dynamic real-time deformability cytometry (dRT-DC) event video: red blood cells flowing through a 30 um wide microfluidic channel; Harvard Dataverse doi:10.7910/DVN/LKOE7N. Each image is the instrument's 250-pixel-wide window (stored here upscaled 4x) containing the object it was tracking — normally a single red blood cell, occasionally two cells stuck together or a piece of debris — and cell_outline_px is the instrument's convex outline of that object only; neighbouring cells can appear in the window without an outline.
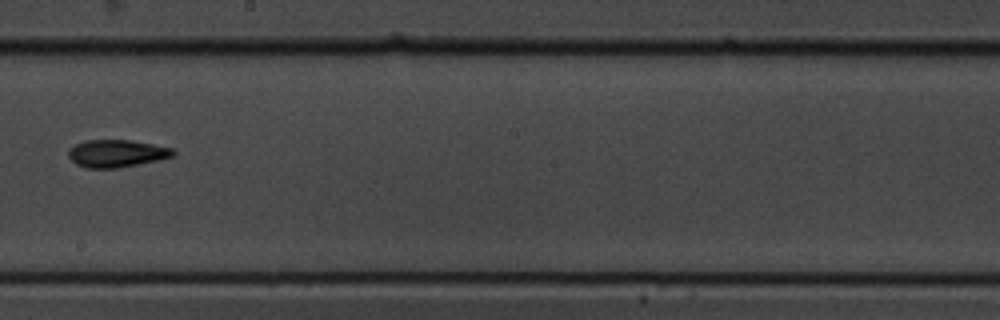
{"species": "common noctule bat (a hibernating species)", "species_latin": "Nyctalus noctula", "temperature_condition": "cold", "stored_images_in_passage": 16, "camera_frame_rate_fps": 3000, "um_per_image_px": 0.085, "animal": {"sex": "male", "body_mass_g": 19.5, "forearm_length_mm": 54.6}, "frame": {"image": 1, "passage_image": 10, "time_ms": 3.0, "image_size_px": [1000, 320], "cell_outline_px": [[176, 156], [116, 168], [88, 168], [76, 164], [68, 156], [68, 148], [76, 144], [88, 140], [132, 140], [172, 148], [176, 152]], "centroid_in_image_um": [9.91, 13.03], "position_along_channel_um": 238.3, "area_um2": 16.65}}
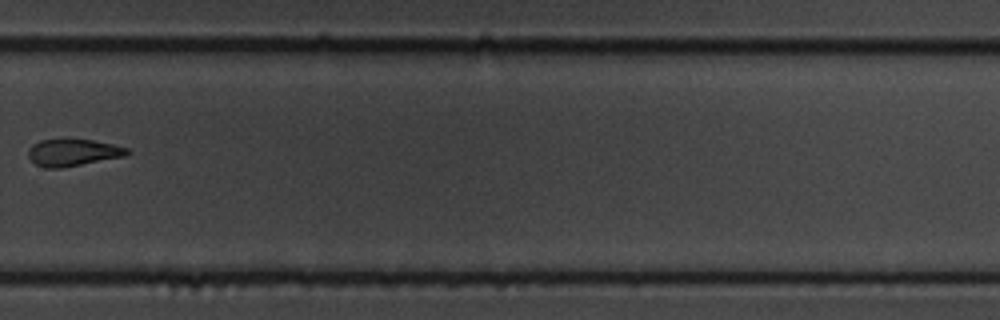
{"frame": {"image": 2, "passage_image": 12, "time_ms": 3.667, "image_size_px": [1000, 320], "cell_outline_px": [[132, 152], [124, 156], [60, 168], [48, 168], [36, 164], [28, 156], [28, 148], [32, 144], [40, 140], [92, 140], [112, 144], [128, 148]], "centroid_in_image_um": [6.19, 12.96], "position_along_channel_um": 323.6, "area_um2": 15.26}}